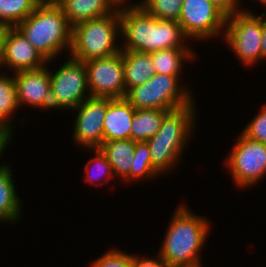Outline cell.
I'll list each match as a JSON object with an SVG mask.
<instances>
[{
	"instance_id": "obj_1",
	"label": "cell",
	"mask_w": 266,
	"mask_h": 267,
	"mask_svg": "<svg viewBox=\"0 0 266 267\" xmlns=\"http://www.w3.org/2000/svg\"><path fill=\"white\" fill-rule=\"evenodd\" d=\"M119 6L121 35L124 37L122 50L152 53L170 48H188V39L176 21L157 19L140 5Z\"/></svg>"
},
{
	"instance_id": "obj_2",
	"label": "cell",
	"mask_w": 266,
	"mask_h": 267,
	"mask_svg": "<svg viewBox=\"0 0 266 267\" xmlns=\"http://www.w3.org/2000/svg\"><path fill=\"white\" fill-rule=\"evenodd\" d=\"M175 212L158 255L170 267H202L199 252L206 243L210 223L184 205Z\"/></svg>"
},
{
	"instance_id": "obj_3",
	"label": "cell",
	"mask_w": 266,
	"mask_h": 267,
	"mask_svg": "<svg viewBox=\"0 0 266 267\" xmlns=\"http://www.w3.org/2000/svg\"><path fill=\"white\" fill-rule=\"evenodd\" d=\"M194 100L183 107L169 111L154 136L148 139L150 158L153 168L158 173L174 169L181 157L185 145L193 132L196 121Z\"/></svg>"
},
{
	"instance_id": "obj_4",
	"label": "cell",
	"mask_w": 266,
	"mask_h": 267,
	"mask_svg": "<svg viewBox=\"0 0 266 267\" xmlns=\"http://www.w3.org/2000/svg\"><path fill=\"white\" fill-rule=\"evenodd\" d=\"M16 28L48 62L70 51L72 27L59 5H37Z\"/></svg>"
},
{
	"instance_id": "obj_5",
	"label": "cell",
	"mask_w": 266,
	"mask_h": 267,
	"mask_svg": "<svg viewBox=\"0 0 266 267\" xmlns=\"http://www.w3.org/2000/svg\"><path fill=\"white\" fill-rule=\"evenodd\" d=\"M119 31V32H118ZM121 34L119 7L111 14L87 20L72 27L69 55L81 62L119 53L116 45Z\"/></svg>"
},
{
	"instance_id": "obj_6",
	"label": "cell",
	"mask_w": 266,
	"mask_h": 267,
	"mask_svg": "<svg viewBox=\"0 0 266 267\" xmlns=\"http://www.w3.org/2000/svg\"><path fill=\"white\" fill-rule=\"evenodd\" d=\"M179 85L177 76L155 73L147 82L129 89L124 98L134 109L171 111L193 101L191 91Z\"/></svg>"
},
{
	"instance_id": "obj_7",
	"label": "cell",
	"mask_w": 266,
	"mask_h": 267,
	"mask_svg": "<svg viewBox=\"0 0 266 267\" xmlns=\"http://www.w3.org/2000/svg\"><path fill=\"white\" fill-rule=\"evenodd\" d=\"M223 33L225 42L245 66L262 60L263 13L256 16L240 8V11L227 16Z\"/></svg>"
},
{
	"instance_id": "obj_8",
	"label": "cell",
	"mask_w": 266,
	"mask_h": 267,
	"mask_svg": "<svg viewBox=\"0 0 266 267\" xmlns=\"http://www.w3.org/2000/svg\"><path fill=\"white\" fill-rule=\"evenodd\" d=\"M66 61L56 73L50 71L51 109L75 110L85 99L91 97L85 62L71 56Z\"/></svg>"
},
{
	"instance_id": "obj_9",
	"label": "cell",
	"mask_w": 266,
	"mask_h": 267,
	"mask_svg": "<svg viewBox=\"0 0 266 267\" xmlns=\"http://www.w3.org/2000/svg\"><path fill=\"white\" fill-rule=\"evenodd\" d=\"M225 160L236 186L250 187L266 175V144L242 133Z\"/></svg>"
},
{
	"instance_id": "obj_10",
	"label": "cell",
	"mask_w": 266,
	"mask_h": 267,
	"mask_svg": "<svg viewBox=\"0 0 266 267\" xmlns=\"http://www.w3.org/2000/svg\"><path fill=\"white\" fill-rule=\"evenodd\" d=\"M226 21L227 15L210 0H184L178 23L188 39L206 40L221 35Z\"/></svg>"
},
{
	"instance_id": "obj_11",
	"label": "cell",
	"mask_w": 266,
	"mask_h": 267,
	"mask_svg": "<svg viewBox=\"0 0 266 267\" xmlns=\"http://www.w3.org/2000/svg\"><path fill=\"white\" fill-rule=\"evenodd\" d=\"M91 97L124 98L126 95L123 56L120 51L108 57L85 62Z\"/></svg>"
},
{
	"instance_id": "obj_12",
	"label": "cell",
	"mask_w": 266,
	"mask_h": 267,
	"mask_svg": "<svg viewBox=\"0 0 266 267\" xmlns=\"http://www.w3.org/2000/svg\"><path fill=\"white\" fill-rule=\"evenodd\" d=\"M108 98L89 97L76 111L73 139L78 145L90 149L99 148L104 142L103 124Z\"/></svg>"
},
{
	"instance_id": "obj_13",
	"label": "cell",
	"mask_w": 266,
	"mask_h": 267,
	"mask_svg": "<svg viewBox=\"0 0 266 267\" xmlns=\"http://www.w3.org/2000/svg\"><path fill=\"white\" fill-rule=\"evenodd\" d=\"M18 105L51 108V76L47 66L14 73Z\"/></svg>"
},
{
	"instance_id": "obj_14",
	"label": "cell",
	"mask_w": 266,
	"mask_h": 267,
	"mask_svg": "<svg viewBox=\"0 0 266 267\" xmlns=\"http://www.w3.org/2000/svg\"><path fill=\"white\" fill-rule=\"evenodd\" d=\"M48 61L34 48L25 36L16 28L10 27L5 38L4 56L0 67H9L15 72L37 69Z\"/></svg>"
},
{
	"instance_id": "obj_15",
	"label": "cell",
	"mask_w": 266,
	"mask_h": 267,
	"mask_svg": "<svg viewBox=\"0 0 266 267\" xmlns=\"http://www.w3.org/2000/svg\"><path fill=\"white\" fill-rule=\"evenodd\" d=\"M135 109L125 98H108L103 134L104 141L130 139Z\"/></svg>"
},
{
	"instance_id": "obj_16",
	"label": "cell",
	"mask_w": 266,
	"mask_h": 267,
	"mask_svg": "<svg viewBox=\"0 0 266 267\" xmlns=\"http://www.w3.org/2000/svg\"><path fill=\"white\" fill-rule=\"evenodd\" d=\"M59 6L71 27L87 20L104 17L118 8L113 0H62Z\"/></svg>"
},
{
	"instance_id": "obj_17",
	"label": "cell",
	"mask_w": 266,
	"mask_h": 267,
	"mask_svg": "<svg viewBox=\"0 0 266 267\" xmlns=\"http://www.w3.org/2000/svg\"><path fill=\"white\" fill-rule=\"evenodd\" d=\"M126 92L151 79L156 73L150 53L121 50Z\"/></svg>"
},
{
	"instance_id": "obj_18",
	"label": "cell",
	"mask_w": 266,
	"mask_h": 267,
	"mask_svg": "<svg viewBox=\"0 0 266 267\" xmlns=\"http://www.w3.org/2000/svg\"><path fill=\"white\" fill-rule=\"evenodd\" d=\"M99 149L111 164L115 178L120 176L125 179L131 171L135 141L132 139L104 141Z\"/></svg>"
},
{
	"instance_id": "obj_19",
	"label": "cell",
	"mask_w": 266,
	"mask_h": 267,
	"mask_svg": "<svg viewBox=\"0 0 266 267\" xmlns=\"http://www.w3.org/2000/svg\"><path fill=\"white\" fill-rule=\"evenodd\" d=\"M11 167L0 165V222H16L21 216V200L17 196ZM12 221V222H11Z\"/></svg>"
},
{
	"instance_id": "obj_20",
	"label": "cell",
	"mask_w": 266,
	"mask_h": 267,
	"mask_svg": "<svg viewBox=\"0 0 266 267\" xmlns=\"http://www.w3.org/2000/svg\"><path fill=\"white\" fill-rule=\"evenodd\" d=\"M165 109H135L130 139L135 142L147 141L160 129L165 115Z\"/></svg>"
},
{
	"instance_id": "obj_21",
	"label": "cell",
	"mask_w": 266,
	"mask_h": 267,
	"mask_svg": "<svg viewBox=\"0 0 266 267\" xmlns=\"http://www.w3.org/2000/svg\"><path fill=\"white\" fill-rule=\"evenodd\" d=\"M188 48H170L150 53L156 74L180 77L183 61L194 59L195 54Z\"/></svg>"
},
{
	"instance_id": "obj_22",
	"label": "cell",
	"mask_w": 266,
	"mask_h": 267,
	"mask_svg": "<svg viewBox=\"0 0 266 267\" xmlns=\"http://www.w3.org/2000/svg\"><path fill=\"white\" fill-rule=\"evenodd\" d=\"M36 6L34 0H0V23L16 27Z\"/></svg>"
},
{
	"instance_id": "obj_23",
	"label": "cell",
	"mask_w": 266,
	"mask_h": 267,
	"mask_svg": "<svg viewBox=\"0 0 266 267\" xmlns=\"http://www.w3.org/2000/svg\"><path fill=\"white\" fill-rule=\"evenodd\" d=\"M159 173L153 168L150 158V149L146 141L135 142V151L131 171L123 181L142 180L158 176ZM140 178V179H139Z\"/></svg>"
},
{
	"instance_id": "obj_24",
	"label": "cell",
	"mask_w": 266,
	"mask_h": 267,
	"mask_svg": "<svg viewBox=\"0 0 266 267\" xmlns=\"http://www.w3.org/2000/svg\"><path fill=\"white\" fill-rule=\"evenodd\" d=\"M184 0H143L138 3L147 13L157 19L178 22Z\"/></svg>"
},
{
	"instance_id": "obj_25",
	"label": "cell",
	"mask_w": 266,
	"mask_h": 267,
	"mask_svg": "<svg viewBox=\"0 0 266 267\" xmlns=\"http://www.w3.org/2000/svg\"><path fill=\"white\" fill-rule=\"evenodd\" d=\"M19 108L14 77L0 74V110L11 121Z\"/></svg>"
},
{
	"instance_id": "obj_26",
	"label": "cell",
	"mask_w": 266,
	"mask_h": 267,
	"mask_svg": "<svg viewBox=\"0 0 266 267\" xmlns=\"http://www.w3.org/2000/svg\"><path fill=\"white\" fill-rule=\"evenodd\" d=\"M92 150H94L96 156H94V158L92 159H89L87 165H85V173L87 175L86 180L90 183H94L95 181L98 182V179L101 181V179H103V176L104 179H113L114 173L111 164L107 160L106 156L101 152L99 148ZM92 169L94 171H92Z\"/></svg>"
},
{
	"instance_id": "obj_27",
	"label": "cell",
	"mask_w": 266,
	"mask_h": 267,
	"mask_svg": "<svg viewBox=\"0 0 266 267\" xmlns=\"http://www.w3.org/2000/svg\"><path fill=\"white\" fill-rule=\"evenodd\" d=\"M241 133L249 139L266 144V105H262L257 116L248 123Z\"/></svg>"
},
{
	"instance_id": "obj_28",
	"label": "cell",
	"mask_w": 266,
	"mask_h": 267,
	"mask_svg": "<svg viewBox=\"0 0 266 267\" xmlns=\"http://www.w3.org/2000/svg\"><path fill=\"white\" fill-rule=\"evenodd\" d=\"M132 263V255L120 250L111 249L92 262V267H128Z\"/></svg>"
},
{
	"instance_id": "obj_29",
	"label": "cell",
	"mask_w": 266,
	"mask_h": 267,
	"mask_svg": "<svg viewBox=\"0 0 266 267\" xmlns=\"http://www.w3.org/2000/svg\"><path fill=\"white\" fill-rule=\"evenodd\" d=\"M153 258H140L138 256L132 255V263L134 267H170L159 255Z\"/></svg>"
},
{
	"instance_id": "obj_30",
	"label": "cell",
	"mask_w": 266,
	"mask_h": 267,
	"mask_svg": "<svg viewBox=\"0 0 266 267\" xmlns=\"http://www.w3.org/2000/svg\"><path fill=\"white\" fill-rule=\"evenodd\" d=\"M214 5L221 9L227 16L240 11L239 0H210ZM238 6V7H237Z\"/></svg>"
},
{
	"instance_id": "obj_31",
	"label": "cell",
	"mask_w": 266,
	"mask_h": 267,
	"mask_svg": "<svg viewBox=\"0 0 266 267\" xmlns=\"http://www.w3.org/2000/svg\"><path fill=\"white\" fill-rule=\"evenodd\" d=\"M13 122L10 121L0 110V136L7 138L9 141L13 135L12 130Z\"/></svg>"
},
{
	"instance_id": "obj_32",
	"label": "cell",
	"mask_w": 266,
	"mask_h": 267,
	"mask_svg": "<svg viewBox=\"0 0 266 267\" xmlns=\"http://www.w3.org/2000/svg\"><path fill=\"white\" fill-rule=\"evenodd\" d=\"M9 29L10 26L0 23V63L4 56L5 38Z\"/></svg>"
},
{
	"instance_id": "obj_33",
	"label": "cell",
	"mask_w": 266,
	"mask_h": 267,
	"mask_svg": "<svg viewBox=\"0 0 266 267\" xmlns=\"http://www.w3.org/2000/svg\"><path fill=\"white\" fill-rule=\"evenodd\" d=\"M266 13H263V34L261 40L262 61L266 60Z\"/></svg>"
},
{
	"instance_id": "obj_34",
	"label": "cell",
	"mask_w": 266,
	"mask_h": 267,
	"mask_svg": "<svg viewBox=\"0 0 266 267\" xmlns=\"http://www.w3.org/2000/svg\"><path fill=\"white\" fill-rule=\"evenodd\" d=\"M37 5H59L62 0H34Z\"/></svg>"
},
{
	"instance_id": "obj_35",
	"label": "cell",
	"mask_w": 266,
	"mask_h": 267,
	"mask_svg": "<svg viewBox=\"0 0 266 267\" xmlns=\"http://www.w3.org/2000/svg\"><path fill=\"white\" fill-rule=\"evenodd\" d=\"M10 143V141L3 137V136H0V157L2 155L3 152H5V148L7 147V145Z\"/></svg>"
},
{
	"instance_id": "obj_36",
	"label": "cell",
	"mask_w": 266,
	"mask_h": 267,
	"mask_svg": "<svg viewBox=\"0 0 266 267\" xmlns=\"http://www.w3.org/2000/svg\"><path fill=\"white\" fill-rule=\"evenodd\" d=\"M115 2V4L119 7V6H124L123 3H128L126 2L127 0H113Z\"/></svg>"
},
{
	"instance_id": "obj_37",
	"label": "cell",
	"mask_w": 266,
	"mask_h": 267,
	"mask_svg": "<svg viewBox=\"0 0 266 267\" xmlns=\"http://www.w3.org/2000/svg\"><path fill=\"white\" fill-rule=\"evenodd\" d=\"M256 1L262 2L264 6L266 5V0H256Z\"/></svg>"
}]
</instances>
